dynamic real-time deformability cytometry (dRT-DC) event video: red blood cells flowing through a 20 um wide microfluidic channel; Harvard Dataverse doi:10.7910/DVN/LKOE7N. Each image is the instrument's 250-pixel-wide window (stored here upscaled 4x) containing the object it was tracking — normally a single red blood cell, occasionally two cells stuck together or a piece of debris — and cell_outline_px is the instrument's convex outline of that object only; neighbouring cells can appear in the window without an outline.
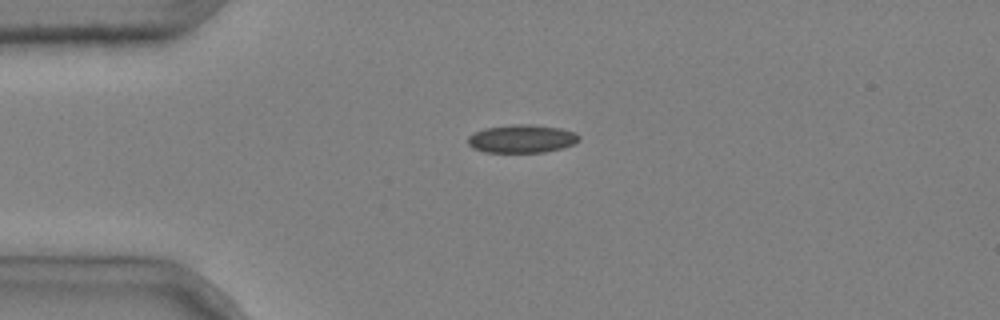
{"species": "common noctule bat (a hibernating species)", "species_latin": "Nyctalus noctula", "temperature_condition": "cold", "stored_images_in_passage": 2, "camera_frame_rate_fps": 3000, "um_per_image_px": 0.085, "animal": {"sex": "male", "body_mass_g": 20.4}, "frame": {"image": 1, "passage_image": 1, "time_ms": 0.0, "image_size_px": [1000, 320], "cell_outline_px": [[580, 140], [564, 148], [544, 152], [484, 152], [472, 148], [468, 144], [468, 136], [484, 128], [516, 124], [528, 124], [560, 128], [576, 132], [580, 136]], "centroid_in_image_um": [44.37, 11.8], "position_along_channel_um": 40.6, "area_um2": 18.26}}